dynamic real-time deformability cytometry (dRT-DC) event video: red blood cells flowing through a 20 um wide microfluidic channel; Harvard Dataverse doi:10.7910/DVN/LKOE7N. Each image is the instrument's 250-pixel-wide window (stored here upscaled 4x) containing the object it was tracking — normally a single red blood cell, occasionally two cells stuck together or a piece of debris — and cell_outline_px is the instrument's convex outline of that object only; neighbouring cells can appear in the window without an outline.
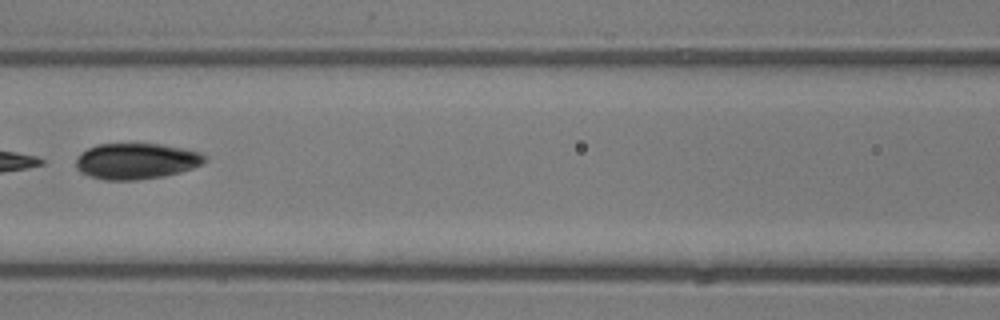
{"species": "common noctule bat (a hibernating species)", "species_latin": "Nyctalus noctula", "temperature_condition": "room temperature", "stored_images_in_passage": 8, "camera_frame_rate_fps": 3000, "um_per_image_px": 0.085, "animal": {"sex": "male", "body_mass_g": 13.3}, "frame": {"image": 1, "passage_image": 6, "time_ms": 6.0, "image_size_px": [1000, 320], "cell_outline_px": [[208, 160], [192, 168], [180, 172], [164, 176], [136, 180], [104, 180], [88, 176], [80, 172], [76, 168], [76, 156], [80, 152], [96, 144], [160, 144], [184, 148], [200, 152], [208, 156]], "centroid_in_image_um": [11.57, 13.69], "position_along_channel_um": 155.0, "area_um2": 27.28}}
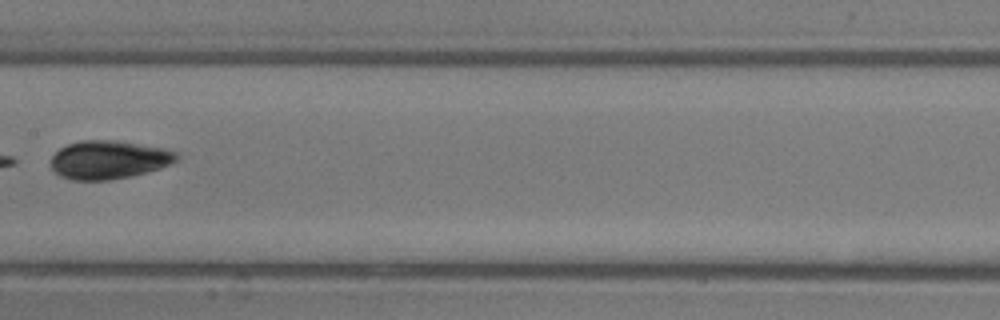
{"frame": {"image": 2, "passage_image": 7, "time_ms": 7.0, "image_size_px": [1000, 320], "cell_outline_px": [[180, 156], [176, 160], [160, 168], [128, 176], [108, 180], [72, 180], [60, 176], [52, 168], [52, 156], [60, 148], [68, 144], [80, 140], [120, 140], [164, 148], [176, 152]], "centroid_in_image_um": [9.24, 13.56], "position_along_channel_um": 198.2, "area_um2": 27.98}}
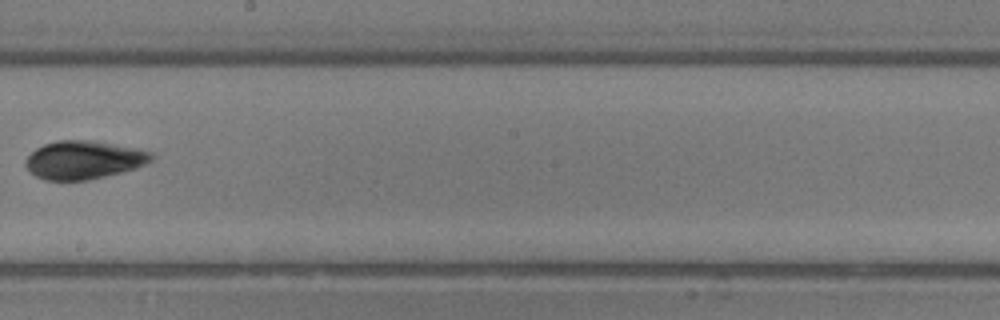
{"frame": {"image": 3, "passage_image": 8, "time_ms": 8.0, "image_size_px": [1000, 320], "cell_outline_px": [[156, 156], [152, 160], [136, 168], [88, 180], [44, 180], [36, 176], [24, 164], [24, 160], [36, 148], [44, 144], [56, 140], [96, 140], [136, 148], [152, 152]], "centroid_in_image_um": [7.13, 13.57], "position_along_channel_um": 241.1, "area_um2": 28.15}}